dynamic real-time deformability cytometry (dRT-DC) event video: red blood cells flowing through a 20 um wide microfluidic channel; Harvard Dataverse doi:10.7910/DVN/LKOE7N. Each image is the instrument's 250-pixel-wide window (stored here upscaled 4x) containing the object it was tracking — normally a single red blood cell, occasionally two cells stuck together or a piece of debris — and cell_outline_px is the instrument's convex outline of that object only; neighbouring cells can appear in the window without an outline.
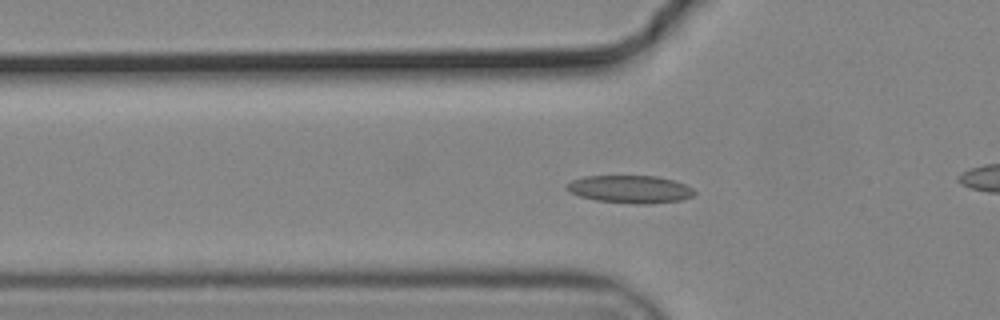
{"species": "common noctule bat (a hibernating species)", "species_latin": "Nyctalus noctula", "temperature_condition": "cold", "stored_images_in_passage": 56, "camera_frame_rate_fps": 3000, "um_per_image_px": 0.085, "animal": {"sex": "male", "body_mass_g": 19.2, "forearm_length_mm": 51.8}, "frame": {"image": 1, "passage_image": 18, "time_ms": 5.667, "image_size_px": [1000, 320], "cell_outline_px": [[696, 192], [692, 196], [680, 200], [648, 204], [636, 204], [596, 200], [580, 196], [568, 192], [564, 188], [572, 180], [584, 176], [656, 176], [672, 180], [684, 184], [692, 188]], "centroid_in_image_um": [53.53, 16.08], "position_along_channel_um": 72.3, "area_um2": 20.52}}
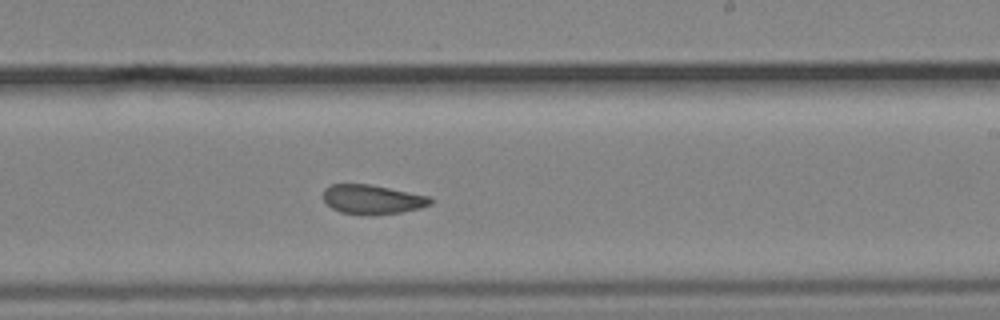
{"frame": {"image": 2, "passage_image": 33, "time_ms": 10.667, "image_size_px": [1000, 320], "cell_outline_px": [[432, 204], [420, 208], [400, 212], [364, 216], [340, 212], [332, 208], [324, 200], [324, 188], [332, 184], [368, 184], [428, 196], [432, 200]], "centroid_in_image_um": [31.62, 16.96], "position_along_channel_um": 257.4, "area_um2": 18.21}}
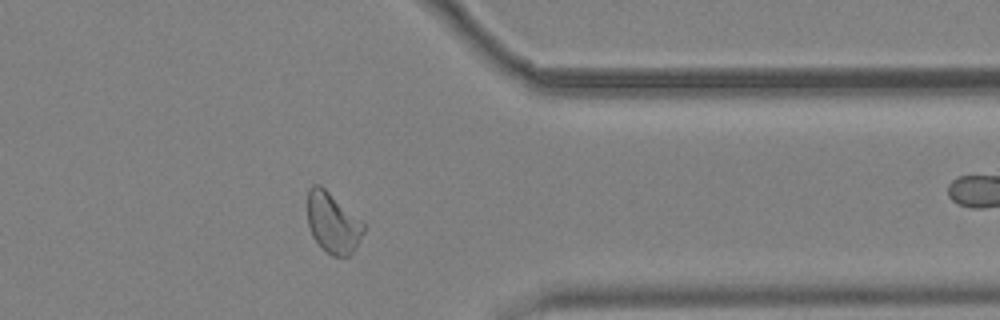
{"frame": {"image": 3, "passage_image": 44, "time_ms": 14.333, "image_size_px": [1000, 320], "cell_outline_px": [[364, 232], [352, 252], [348, 256], [332, 256], [312, 236], [308, 224], [308, 188], [312, 184], [320, 184], [364, 224]], "centroid_in_image_um": [28.26, 18.92], "position_along_channel_um": 383.1, "area_um2": 19.25}, "authors_computed_cell_mechanics": {"area_um2": 19.4208, "velocity_mm_per_s": 3.6966, "shape_relaxation_time_tau1_ms": null, "shape_relaxation_time_tau2_ms": 1.9177, "deformation_change_tau1": null, "deformation_change_tau2": 0.072}}